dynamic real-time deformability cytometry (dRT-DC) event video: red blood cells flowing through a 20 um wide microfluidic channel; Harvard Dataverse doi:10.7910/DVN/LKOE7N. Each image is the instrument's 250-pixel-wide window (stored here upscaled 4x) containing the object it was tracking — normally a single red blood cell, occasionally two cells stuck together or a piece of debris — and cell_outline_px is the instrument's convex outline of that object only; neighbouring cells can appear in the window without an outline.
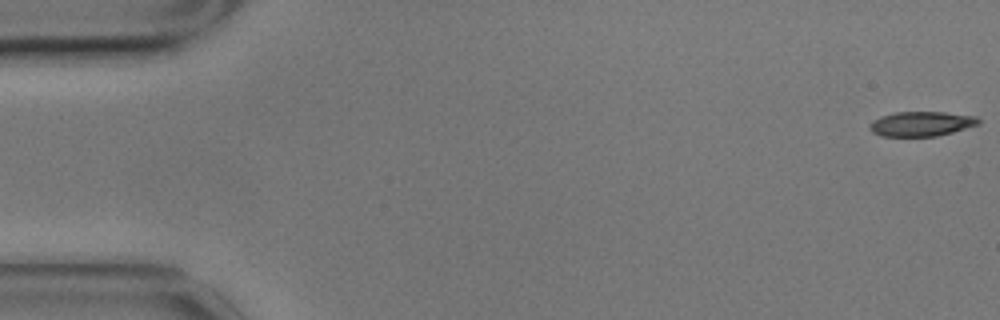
{"species": "common noctule bat (a hibernating species)", "species_latin": "Nyctalus noctula", "temperature_condition": "cold", "stored_images_in_passage": 9, "camera_frame_rate_fps": 3000, "um_per_image_px": 0.085, "animal": {"sex": "male", "body_mass_g": 17.9}, "frame": {"image": 1, "passage_image": 1, "time_ms": 0.0, "image_size_px": [1000, 320], "cell_outline_px": [[980, 124], [952, 132], [936, 136], [880, 136], [872, 132], [868, 128], [872, 120], [880, 116], [896, 112], [944, 112], [976, 116], [980, 120]], "centroid_in_image_um": [78.29, 10.52], "position_along_channel_um": 6.7, "area_um2": 15.72}}